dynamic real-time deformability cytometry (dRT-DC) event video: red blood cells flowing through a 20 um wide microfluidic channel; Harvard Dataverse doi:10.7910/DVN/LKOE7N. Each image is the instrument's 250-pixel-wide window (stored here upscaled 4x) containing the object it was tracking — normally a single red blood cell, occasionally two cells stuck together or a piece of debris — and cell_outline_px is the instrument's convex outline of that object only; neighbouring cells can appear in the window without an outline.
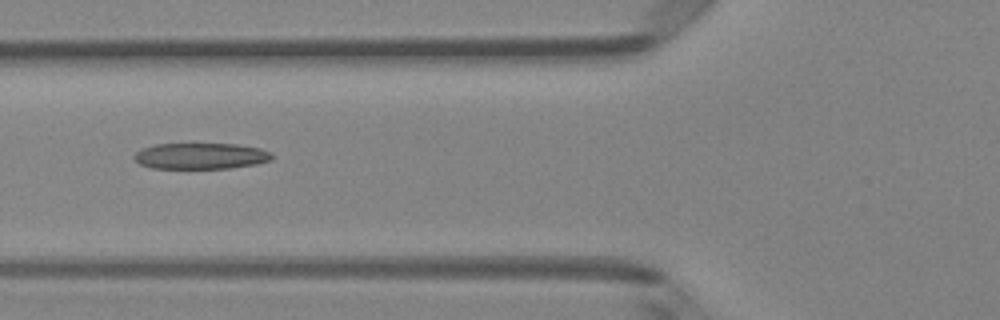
{"species": "Egyptian fruit bat (a non-hibernating species)", "species_latin": "Rousettus aegyptiacus", "temperature_condition": "room temperature", "stored_images_in_passage": 5, "camera_frame_rate_fps": 3000, "um_per_image_px": 0.085, "animal": {"sex": "female"}, "frame": {"image": 1, "passage_image": 5, "time_ms": 1.333, "image_size_px": [1000, 320], "cell_outline_px": [[272, 160], [256, 164], [228, 168], [152, 168], [140, 164], [132, 156], [136, 152], [144, 148], [156, 144], [236, 144], [260, 148], [272, 152]], "centroid_in_image_um": [17.08, 13.26], "position_along_channel_um": 108.7, "area_um2": 20.87}}